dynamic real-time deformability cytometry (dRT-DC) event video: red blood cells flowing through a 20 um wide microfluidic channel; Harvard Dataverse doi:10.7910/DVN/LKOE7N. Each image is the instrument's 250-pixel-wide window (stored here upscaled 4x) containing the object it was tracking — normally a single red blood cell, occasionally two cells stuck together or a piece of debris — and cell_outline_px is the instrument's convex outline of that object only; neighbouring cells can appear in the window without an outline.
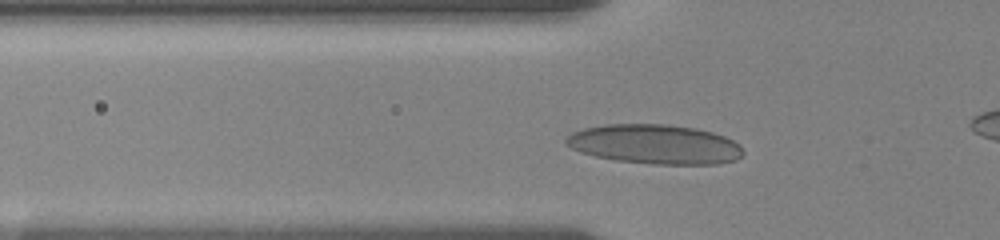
{"species": "human", "species_latin": "Homo sapiens", "temperature_condition": "room temperature", "stored_images_in_passage": 15, "camera_frame_rate_fps": 3000, "um_per_image_px": 0.085, "donor": {"sex": "female"}, "frame": {"image": 1, "passage_image": 7, "time_ms": 4.0, "image_size_px": [1000, 240], "cell_outline_px": [[744, 152], [736, 160], [716, 164], [656, 164], [616, 160], [596, 156], [580, 152], [564, 144], [564, 140], [572, 132], [584, 128], [604, 124], [668, 124], [696, 128], [712, 132], [724, 136], [740, 144]], "centroid_in_image_um": [55.66, 12.25], "position_along_channel_um": 70.1, "area_um2": 40.81}}
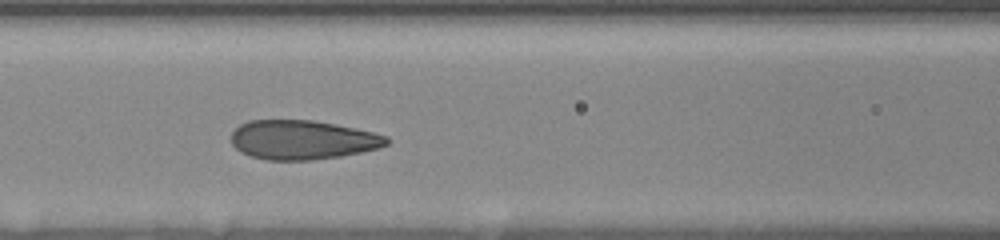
{"frame": {"image": 2, "passage_image": 9, "time_ms": 6.0, "image_size_px": [1000, 240], "cell_outline_px": [[388, 144], [380, 148], [340, 156], [312, 160], [268, 160], [252, 156], [240, 152], [232, 144], [232, 132], [240, 124], [248, 120], [312, 120], [356, 128], [388, 136]], "centroid_in_image_um": [25.71, 11.88], "position_along_channel_um": 140.9, "area_um2": 35.49}}
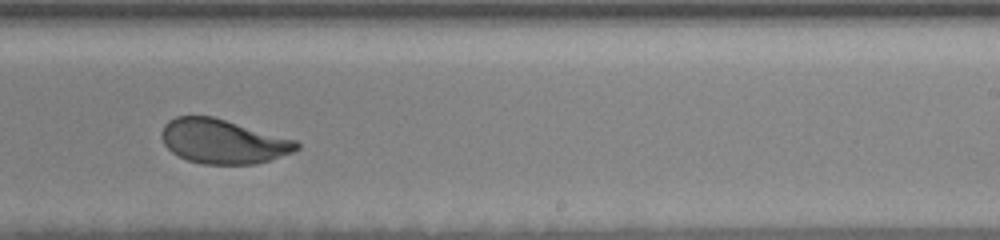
{"frame": {"image": 3, "passage_image": 14, "time_ms": 9.667, "image_size_px": [1000, 240], "cell_outline_px": [[300, 148], [292, 152], [256, 164], [204, 164], [188, 160], [172, 152], [164, 144], [160, 136], [160, 132], [164, 124], [168, 120], [176, 116], [212, 116], [296, 140], [300, 144]], "centroid_in_image_um": [18.92, 12.01], "position_along_channel_um": 270.1, "area_um2": 34.74}}